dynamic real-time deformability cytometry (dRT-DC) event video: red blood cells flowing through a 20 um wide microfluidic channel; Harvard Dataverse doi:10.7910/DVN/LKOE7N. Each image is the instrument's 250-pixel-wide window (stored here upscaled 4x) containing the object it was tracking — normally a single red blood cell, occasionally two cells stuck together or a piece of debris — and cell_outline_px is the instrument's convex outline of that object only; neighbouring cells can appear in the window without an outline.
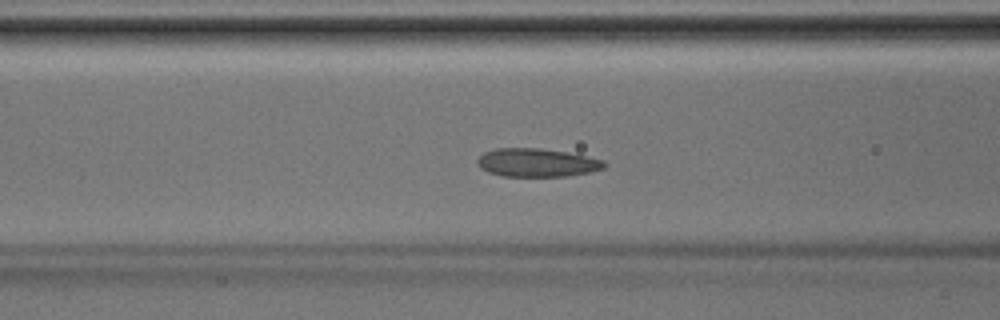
{"species": "Egyptian fruit bat (a non-hibernating species)", "species_latin": "Rousettus aegyptiacus", "temperature_condition": "room temperature", "stored_images_in_passage": 42, "camera_frame_rate_fps": 3000, "um_per_image_px": 0.085, "animal": {"sex": "male"}, "frame": {"image": 1, "passage_image": 17, "time_ms": 5.333, "image_size_px": [1000, 320], "cell_outline_px": [[608, 164], [604, 168], [588, 172], [568, 176], [500, 176], [488, 172], [480, 168], [476, 164], [476, 160], [484, 152], [496, 148], [540, 148], [568, 152], [588, 156], [604, 160]], "centroid_in_image_um": [45.63, 13.82], "position_along_channel_um": 121.0, "area_um2": 21.15}}
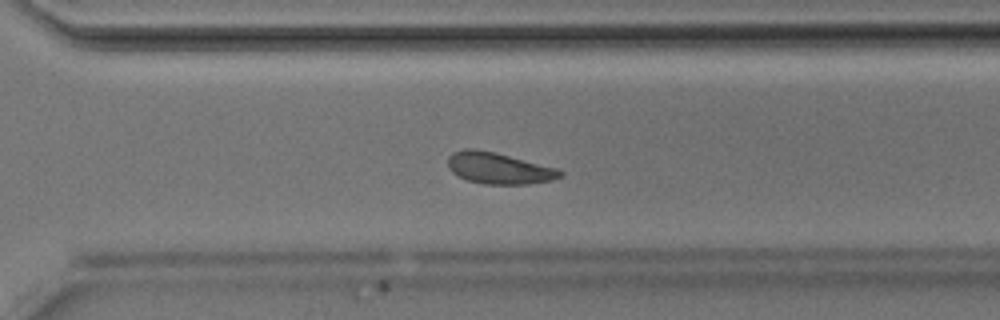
{"frame": {"image": 2, "passage_image": 30, "time_ms": 9.667, "image_size_px": [1000, 320], "cell_outline_px": [[564, 176], [552, 180], [528, 184], [484, 184], [468, 180], [452, 172], [448, 168], [448, 156], [452, 152], [464, 148], [476, 148], [496, 152], [556, 168], [564, 172]], "centroid_in_image_um": [42.39, 14.29], "position_along_channel_um": 328.2, "area_um2": 20.63}}
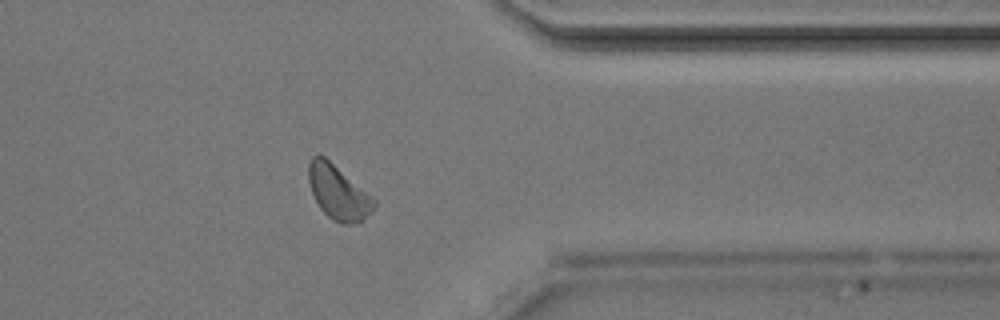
{"frame": {"image": 3, "passage_image": 34, "time_ms": 11.0, "image_size_px": [1000, 320], "cell_outline_px": [[376, 204], [372, 212], [360, 224], [340, 224], [332, 220], [320, 208], [312, 192], [308, 180], [308, 164], [312, 156], [324, 156], [372, 196], [376, 200]], "centroid_in_image_um": [28.77, 16.4], "position_along_channel_um": 382.6, "area_um2": 20.69}}